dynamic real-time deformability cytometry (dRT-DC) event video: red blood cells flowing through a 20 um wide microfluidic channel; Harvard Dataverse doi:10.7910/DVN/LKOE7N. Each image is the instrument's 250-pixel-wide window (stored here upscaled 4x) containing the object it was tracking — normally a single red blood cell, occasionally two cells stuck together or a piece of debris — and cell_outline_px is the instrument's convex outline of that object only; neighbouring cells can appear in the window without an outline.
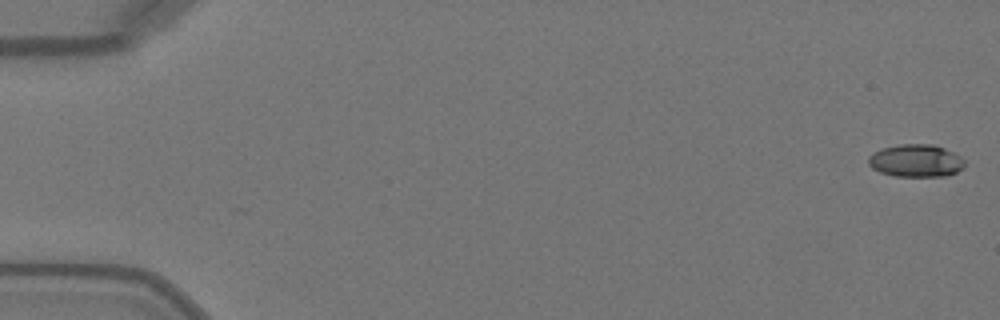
{"species": "Egyptian fruit bat (a non-hibernating species)", "species_latin": "Rousettus aegyptiacus", "temperature_condition": "warm", "stored_images_in_passage": 50, "camera_frame_rate_fps": 3000, "um_per_image_px": 0.085, "animal": {"sex": "female"}, "frame": {"image": 1, "passage_image": 1, "time_ms": 0.0, "image_size_px": [1000, 320], "cell_outline_px": [[964, 164], [956, 172], [948, 176], [892, 176], [880, 172], [872, 168], [868, 164], [868, 156], [872, 152], [880, 148], [900, 144], [932, 144], [944, 148], [960, 156], [964, 160]], "centroid_in_image_um": [77.8, 13.65], "position_along_channel_um": 7.2, "area_um2": 18.38}}
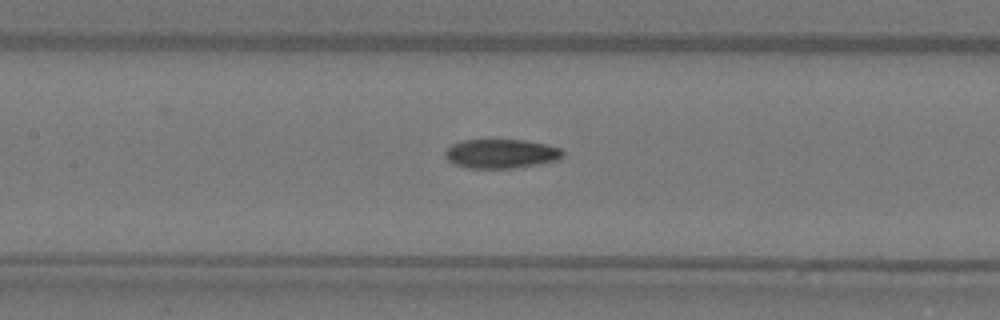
{"frame": {"image": 2, "passage_image": 24, "time_ms": 7.667, "image_size_px": [1000, 320], "cell_outline_px": [[564, 156], [560, 160], [540, 164], [512, 168], [468, 168], [456, 164], [448, 160], [444, 156], [444, 152], [452, 144], [460, 140], [524, 140], [544, 144], [560, 148], [564, 152]], "centroid_in_image_um": [42.61, 13.06], "position_along_channel_um": 164.8, "area_um2": 20.06}}
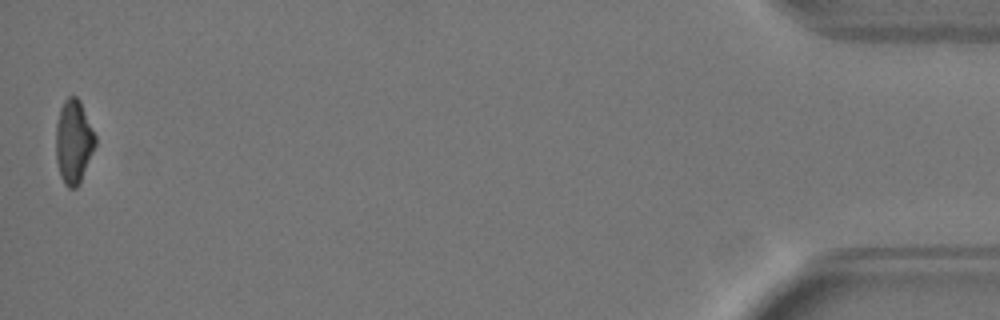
{"frame": {"image": 3, "passage_image": 50, "time_ms": 16.333, "image_size_px": [1000, 320], "cell_outline_px": [[96, 144], [80, 180], [76, 188], [68, 188], [64, 184], [60, 176], [56, 160], [56, 124], [60, 108], [64, 100], [68, 96], [76, 96], [80, 100], [96, 136]], "centroid_in_image_um": [6.24, 12.01], "position_along_channel_um": 429.0, "area_um2": 19.13}, "authors_computed_cell_mechanics": {"area_um2": 19.8832, "velocity_mm_per_s": 4.1033, "shape_relaxation_time_tau1_ms": 4.2409, "shape_relaxation_time_tau2_ms": 5.9021, "deformation_change_tau1": 0.165, "deformation_change_tau2": 0.1132}}